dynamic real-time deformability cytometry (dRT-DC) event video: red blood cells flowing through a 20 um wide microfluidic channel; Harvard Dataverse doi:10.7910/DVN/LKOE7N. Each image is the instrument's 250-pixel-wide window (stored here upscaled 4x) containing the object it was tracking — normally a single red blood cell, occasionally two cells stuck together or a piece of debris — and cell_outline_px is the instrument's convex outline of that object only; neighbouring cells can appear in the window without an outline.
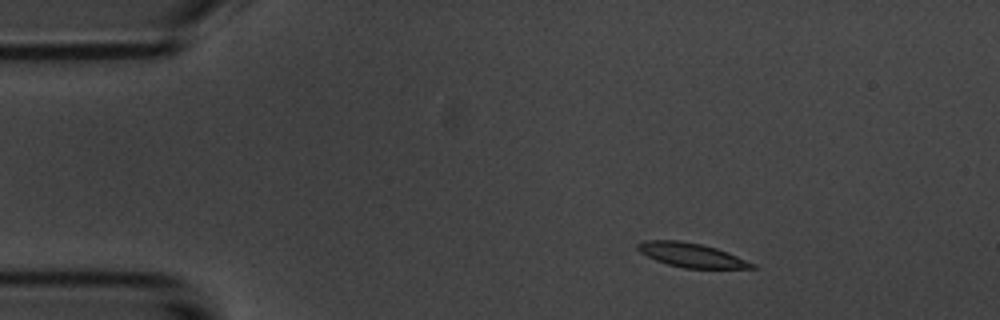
{"species": "common noctule bat (a hibernating species)", "species_latin": "Nyctalus noctula", "temperature_condition": "room temperature", "stored_images_in_passage": 4, "camera_frame_rate_fps": 3000, "um_per_image_px": 0.085, "animal": {"sex": "male", "body_mass_g": 20.1, "forearm_length_mm": 53.5}, "frame": {"image": 1, "passage_image": 2, "time_ms": 1.333, "image_size_px": [1000, 320], "cell_outline_px": [[760, 268], [684, 268], [668, 264], [656, 260], [640, 252], [636, 248], [636, 244], [644, 240], [680, 240], [700, 244], [716, 248], [728, 252], [756, 264]], "centroid_in_image_um": [58.78, 21.68], "position_along_channel_um": 26.2, "area_um2": 16.07}}